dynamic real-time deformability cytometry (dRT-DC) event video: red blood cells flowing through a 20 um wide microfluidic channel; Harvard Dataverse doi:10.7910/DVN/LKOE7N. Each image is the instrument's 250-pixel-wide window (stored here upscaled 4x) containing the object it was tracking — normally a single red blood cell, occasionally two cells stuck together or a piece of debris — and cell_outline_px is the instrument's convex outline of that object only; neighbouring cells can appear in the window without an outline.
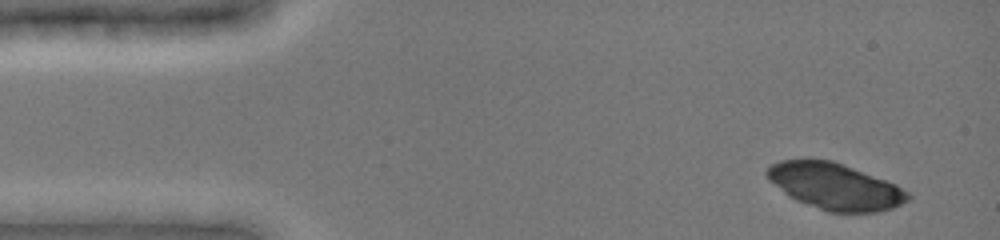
{"species": "common noctule bat (a hibernating species)", "species_latin": "Nyctalus noctula", "temperature_condition": "cold", "stored_images_in_passage": 34, "camera_frame_rate_fps": 3000, "um_per_image_px": 0.085, "animal": {"sex": "female", "body_mass_g": 19.0, "forearm_length_mm": 51.5}, "frame": {"image": 1, "passage_image": 4, "time_ms": 0.667, "image_size_px": [1000, 240], "cell_outline_px": [[912, 196], [908, 200], [892, 208], [876, 212], [828, 212], [796, 200], [788, 196], [768, 180], [764, 172], [772, 164], [780, 160], [832, 160], [896, 184], [908, 192]], "centroid_in_image_um": [70.96, 15.85], "position_along_channel_um": 14.0, "area_um2": 37.8}}